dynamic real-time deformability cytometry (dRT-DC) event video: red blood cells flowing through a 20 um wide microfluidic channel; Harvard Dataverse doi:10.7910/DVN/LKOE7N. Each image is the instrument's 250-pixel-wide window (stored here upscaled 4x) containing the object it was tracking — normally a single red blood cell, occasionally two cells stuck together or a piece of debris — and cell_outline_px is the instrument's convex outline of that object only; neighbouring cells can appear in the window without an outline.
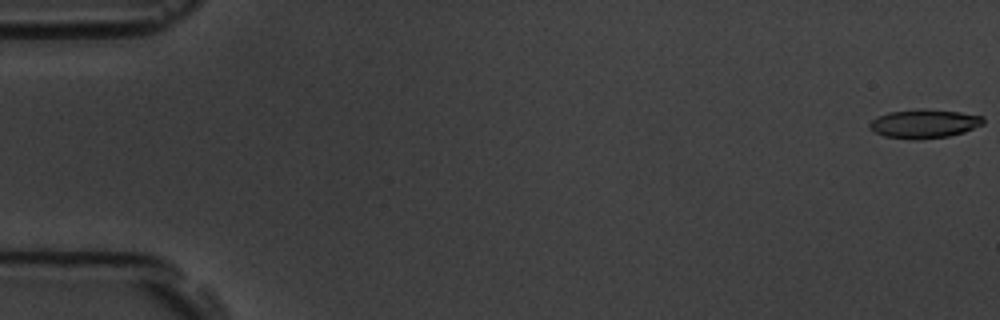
{"species": "common noctule bat (a hibernating species)", "species_latin": "Nyctalus noctula", "temperature_condition": "room temperature", "stored_images_in_passage": 7, "camera_frame_rate_fps": 3000, "um_per_image_px": 0.085, "animal": {"sex": "male", "body_mass_g": 19.5, "forearm_length_mm": 54.6}, "frame": {"image": 1, "passage_image": 1, "time_ms": 0.0, "image_size_px": [1000, 320], "cell_outline_px": [[984, 124], [964, 132], [948, 136], [884, 136], [868, 128], [868, 124], [876, 116], [888, 112], [916, 108], [924, 108], [960, 112], [984, 116]], "centroid_in_image_um": [78.58, 10.44], "position_along_channel_um": 6.4, "area_um2": 18.44}}
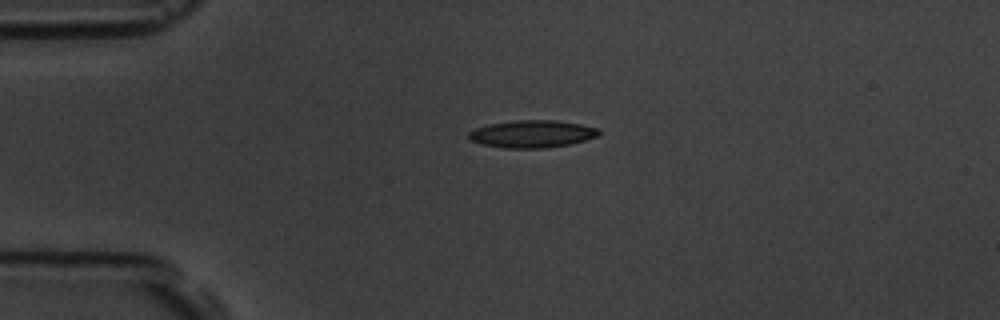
{"frame": {"image": 2, "passage_image": 5, "time_ms": 4.333, "image_size_px": [1000, 320], "cell_outline_px": [[600, 132], [596, 136], [572, 144], [544, 148], [504, 148], [480, 144], [472, 140], [468, 136], [468, 132], [476, 128], [488, 124], [516, 120], [556, 120], [580, 124], [600, 128]], "centroid_in_image_um": [45.23, 11.38], "position_along_channel_um": 39.8, "area_um2": 20.81}}
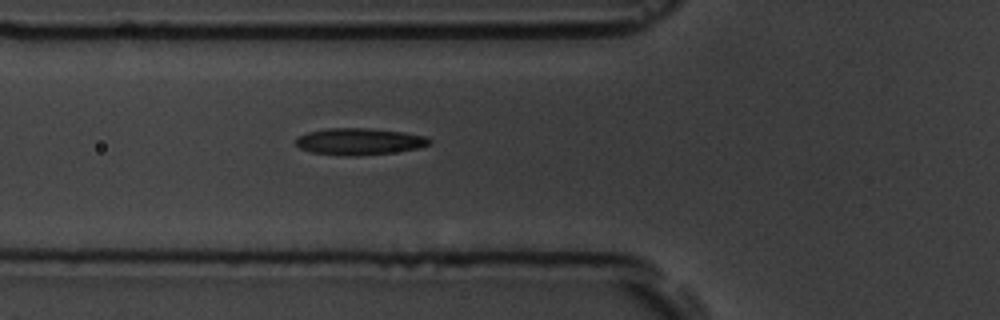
{"frame": {"image": 3, "passage_image": 7, "time_ms": 6.667, "image_size_px": [1000, 320], "cell_outline_px": [[432, 140], [428, 144], [416, 148], [392, 152], [356, 156], [348, 156], [312, 152], [300, 148], [296, 144], [296, 136], [308, 132], [324, 128], [368, 128], [404, 132], [428, 136]], "centroid_in_image_um": [30.52, 12.01], "position_along_channel_um": 95.3, "area_um2": 20.75}}